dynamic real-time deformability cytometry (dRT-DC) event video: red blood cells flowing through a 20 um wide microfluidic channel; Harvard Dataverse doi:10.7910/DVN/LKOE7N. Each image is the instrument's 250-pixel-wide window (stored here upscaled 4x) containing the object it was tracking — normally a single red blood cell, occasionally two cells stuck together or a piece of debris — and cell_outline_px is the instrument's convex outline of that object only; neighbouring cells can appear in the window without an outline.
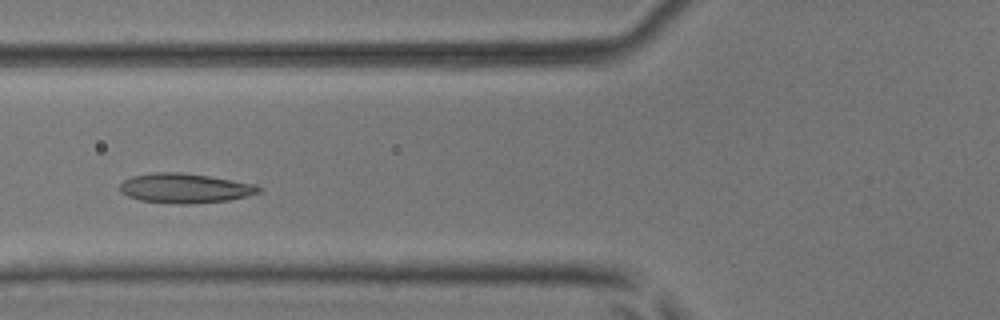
{"species": "common noctule bat (a hibernating species)", "species_latin": "Nyctalus noctula", "temperature_condition": "room temperature", "stored_images_in_passage": 4, "camera_frame_rate_fps": 3000, "um_per_image_px": 0.085, "animal": {"sex": "male", "body_mass_g": 17.9, "forearm_length_mm": 54.2}, "frame": {"image": 1, "passage_image": 3, "time_ms": 0.667, "image_size_px": [1000, 320], "cell_outline_px": [[264, 192], [248, 196], [228, 200], [192, 204], [180, 204], [140, 200], [128, 196], [120, 192], [120, 184], [124, 180], [132, 176], [152, 172], [180, 172], [208, 176], [256, 184]], "centroid_in_image_um": [15.73, 16.0], "position_along_channel_um": 110.1, "area_um2": 24.04}}
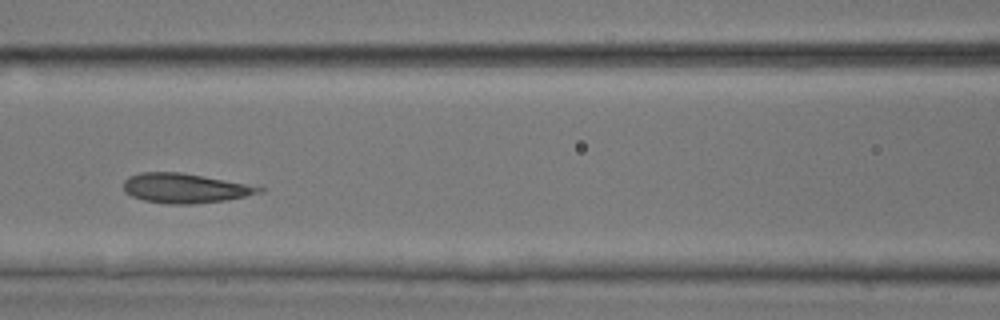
{"frame": {"image": 2, "passage_image": 4, "time_ms": 1.0, "image_size_px": [1000, 320], "cell_outline_px": [[264, 192], [228, 200], [192, 204], [164, 204], [144, 200], [132, 196], [124, 192], [124, 180], [128, 176], [140, 172], [180, 172], [244, 184], [264, 188]], "centroid_in_image_um": [15.67, 16.01], "position_along_channel_um": 150.9, "area_um2": 23.24}}